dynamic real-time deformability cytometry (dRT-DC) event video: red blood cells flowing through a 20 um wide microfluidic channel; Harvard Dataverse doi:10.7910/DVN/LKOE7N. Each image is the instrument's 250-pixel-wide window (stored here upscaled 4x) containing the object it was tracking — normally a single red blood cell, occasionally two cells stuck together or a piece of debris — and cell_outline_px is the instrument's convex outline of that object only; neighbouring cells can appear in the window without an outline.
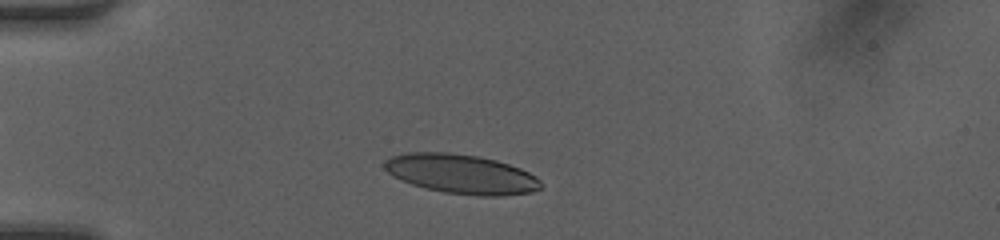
{"species": "human", "species_latin": "Homo sapiens", "temperature_condition": "room temperature", "stored_images_in_passage": 39, "camera_frame_rate_fps": 3000, "um_per_image_px": 0.085, "donor": {"sex": "female"}, "frame": {"image": 1, "passage_image": 6, "time_ms": 1.667, "image_size_px": [1000, 240], "cell_outline_px": [[540, 188], [532, 192], [500, 196], [476, 196], [444, 192], [424, 188], [412, 184], [392, 176], [384, 168], [384, 160], [392, 156], [408, 152], [448, 152], [480, 156], [496, 160], [520, 168], [536, 176], [540, 180]], "centroid_in_image_um": [39.19, 14.79], "position_along_channel_um": 45.8, "area_um2": 36.01}}
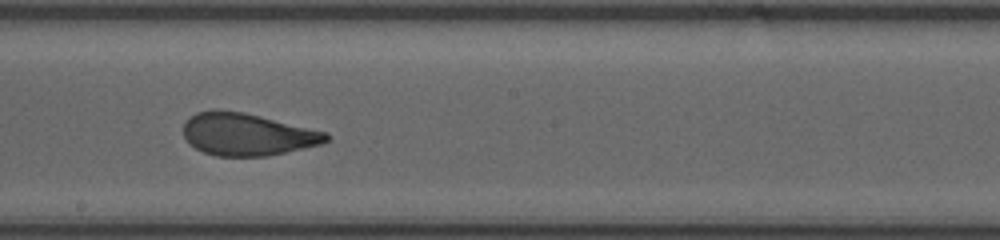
{"frame": {"image": 2, "passage_image": 21, "time_ms": 6.667, "image_size_px": [1000, 240], "cell_outline_px": [[332, 136], [328, 140], [320, 144], [268, 156], [216, 156], [204, 152], [196, 148], [184, 136], [184, 120], [188, 116], [196, 112], [212, 108], [216, 108], [244, 112], [328, 132]], "centroid_in_image_um": [21.0, 11.39], "position_along_channel_um": 227.2, "area_um2": 35.49}}
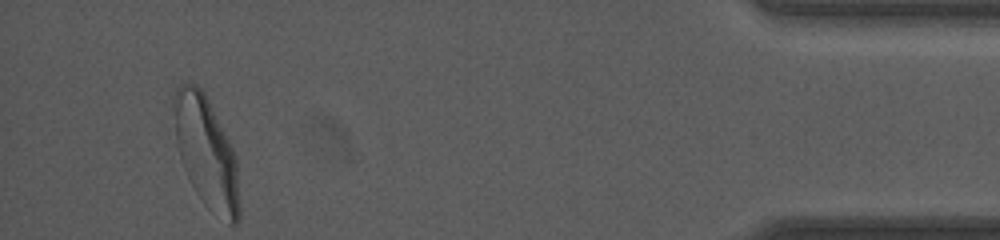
{"frame": {"image": 3, "passage_image": 39, "time_ms": 12.667, "image_size_px": [1000, 240], "cell_outline_px": [[240, 220], [236, 224], [228, 224], [180, 156], [176, 144], [172, 104], [176, 88], [180, 84], [188, 80], [196, 84], [204, 92], [236, 156], [240, 204]], "centroid_in_image_um": [17.55, 12.7], "position_along_channel_um": 417.6, "area_um2": 39.48}, "authors_computed_cell_mechanics": {"area_um2": 35.9516, "velocity_mm_per_s": 4.2157, "shape_relaxation_time_tau1_ms": 4.1533, "shape_relaxation_time_tau2_ms": 0.7536, "deformation_change_tau1": 0.1679, "deformation_change_tau2": 0.0782}}